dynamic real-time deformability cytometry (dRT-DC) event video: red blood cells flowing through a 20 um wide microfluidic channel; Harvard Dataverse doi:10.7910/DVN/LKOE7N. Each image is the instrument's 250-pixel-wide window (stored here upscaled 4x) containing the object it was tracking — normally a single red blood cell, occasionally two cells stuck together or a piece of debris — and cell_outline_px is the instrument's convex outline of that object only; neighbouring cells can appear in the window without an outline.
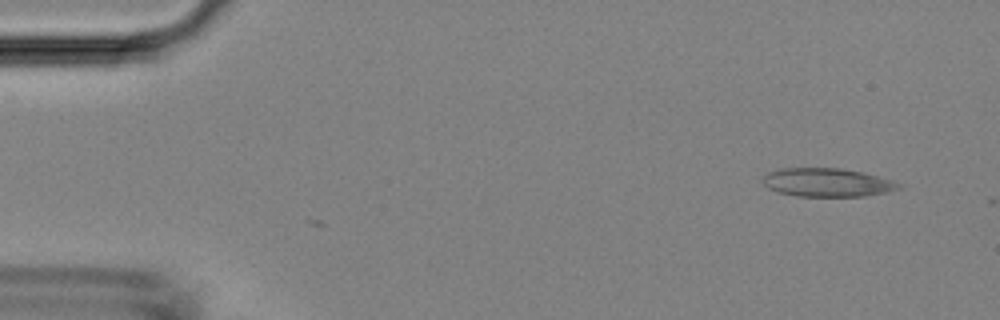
{"species": "Egyptian fruit bat (a non-hibernating species)", "species_latin": "Rousettus aegyptiacus", "temperature_condition": "room temperature", "stored_images_in_passage": 2, "camera_frame_rate_fps": 3000, "um_per_image_px": 0.085, "animal": {"sex": "female"}, "frame": {"image": 1, "passage_image": 2, "time_ms": 1.667, "image_size_px": [1000, 320], "cell_outline_px": [[904, 184], [900, 188], [888, 192], [864, 196], [796, 196], [780, 192], [768, 188], [760, 180], [768, 172], [780, 168], [840, 168], [860, 172], [892, 180]], "centroid_in_image_um": [70.3, 15.51], "position_along_channel_um": 14.7, "area_um2": 22.54}}